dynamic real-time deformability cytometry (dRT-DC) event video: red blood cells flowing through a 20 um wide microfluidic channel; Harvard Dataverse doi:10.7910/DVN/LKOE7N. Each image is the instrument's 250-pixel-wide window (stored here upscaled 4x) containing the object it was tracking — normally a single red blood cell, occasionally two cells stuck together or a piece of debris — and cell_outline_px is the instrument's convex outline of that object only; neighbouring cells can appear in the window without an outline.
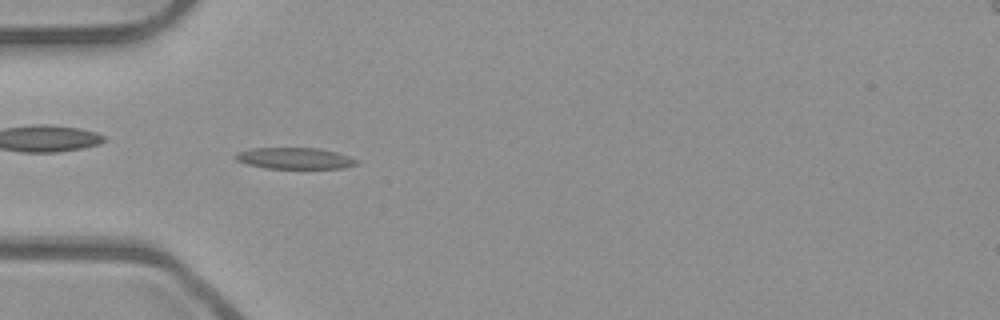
{"species": "common noctule bat (a hibernating species)", "species_latin": "Nyctalus noctula", "temperature_condition": "room temperature", "stored_images_in_passage": 46, "camera_frame_rate_fps": 3000, "um_per_image_px": 0.085, "animal": {"sex": "male", "body_mass_g": 23.1, "forearm_length_mm": 52.7}, "frame": {"image": 1, "passage_image": 10, "time_ms": 3.0, "image_size_px": [1000, 320], "cell_outline_px": [[360, 164], [344, 168], [264, 168], [248, 164], [236, 160], [232, 156], [236, 152], [252, 148], [320, 148], [336, 152], [348, 156], [356, 160]], "centroid_in_image_um": [25.03, 13.45], "position_along_channel_um": 60.0, "area_um2": 15.09}}
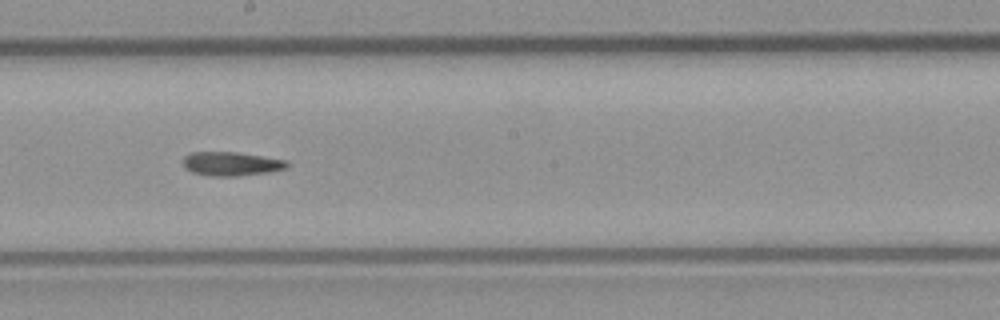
{"frame": {"image": 2, "passage_image": 23, "time_ms": 7.333, "image_size_px": [1000, 320], "cell_outline_px": [[292, 164], [288, 168], [268, 172], [236, 176], [212, 176], [192, 172], [184, 168], [184, 156], [192, 152], [236, 152], [264, 156], [288, 160]], "centroid_in_image_um": [19.72, 13.92], "position_along_channel_um": 228.5, "area_um2": 14.62}}
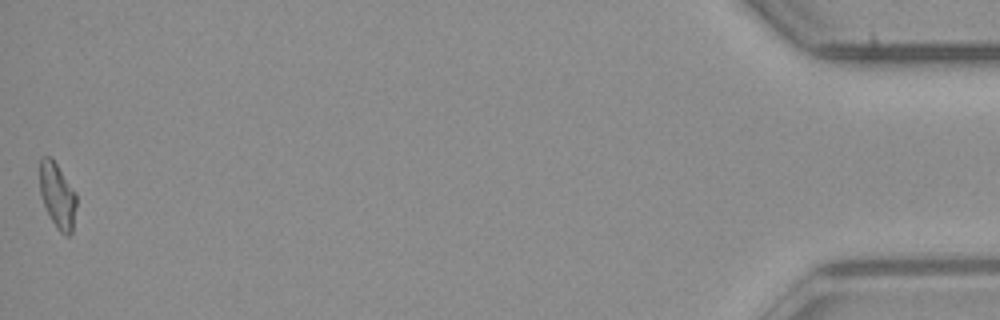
{"frame": {"image": 3, "passage_image": 46, "time_ms": 15.0, "image_size_px": [1000, 320], "cell_outline_px": [[76, 204], [72, 232], [68, 236], [64, 236], [56, 228], [44, 204], [40, 192], [40, 156], [52, 156], [76, 192]], "centroid_in_image_um": [4.89, 16.59], "position_along_channel_um": 430.3, "area_um2": 14.05}}